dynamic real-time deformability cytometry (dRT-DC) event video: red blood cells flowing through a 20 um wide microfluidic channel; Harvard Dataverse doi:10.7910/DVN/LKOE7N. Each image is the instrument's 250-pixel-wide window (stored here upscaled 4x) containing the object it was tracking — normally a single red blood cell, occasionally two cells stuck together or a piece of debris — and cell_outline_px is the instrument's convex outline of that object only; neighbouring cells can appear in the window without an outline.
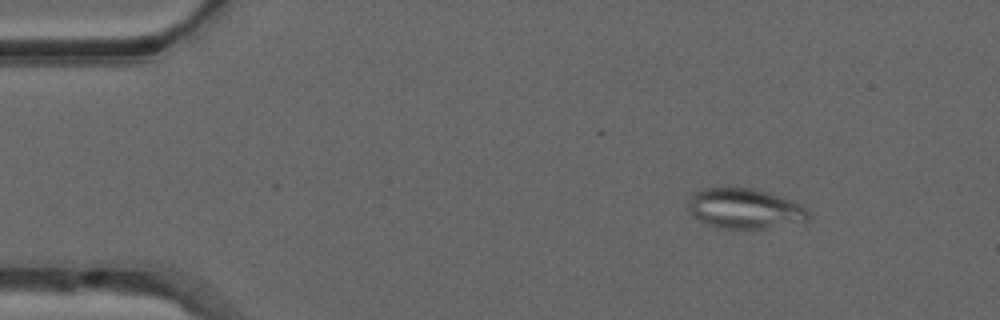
{"species": "common noctule bat (a hibernating species)", "species_latin": "Nyctalus noctula", "temperature_condition": "warm", "stored_images_in_passage": 51, "camera_frame_rate_fps": 3000, "um_per_image_px": 0.085, "animal": {"sex": "male", "forearm_length_mm": 52.5}, "frame": {"image": 1, "passage_image": 7, "time_ms": 2.0, "image_size_px": [1000, 320], "cell_outline_px": [[812, 216], [804, 224], [764, 228], [724, 228], [708, 224], [692, 216], [688, 204], [692, 196], [696, 192], [704, 188], [748, 188], [768, 192], [780, 196], [800, 204], [808, 208]], "centroid_in_image_um": [63.41, 17.75], "position_along_channel_um": 21.6, "area_um2": 28.21}}
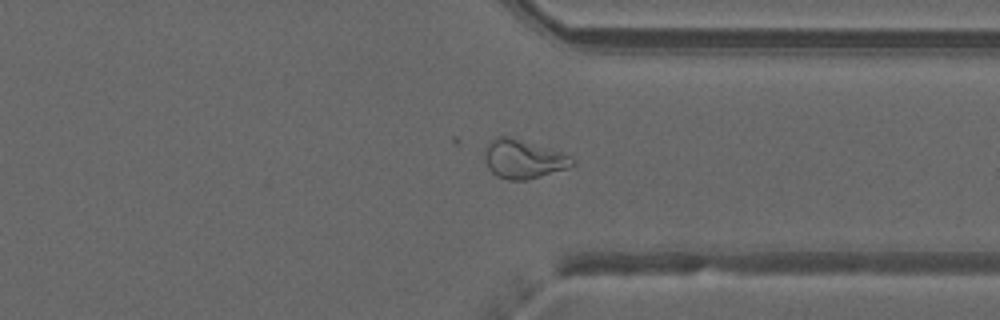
{"frame": {"image": 2, "passage_image": 39, "time_ms": 12.667, "image_size_px": [1000, 320], "cell_outline_px": [[576, 164], [568, 168], [528, 180], [508, 180], [496, 176], [488, 168], [484, 160], [484, 148], [488, 140], [496, 136], [508, 136], [560, 152], [576, 160]], "centroid_in_image_um": [44.43, 13.53], "position_along_channel_um": 367.0, "area_um2": 19.94}}
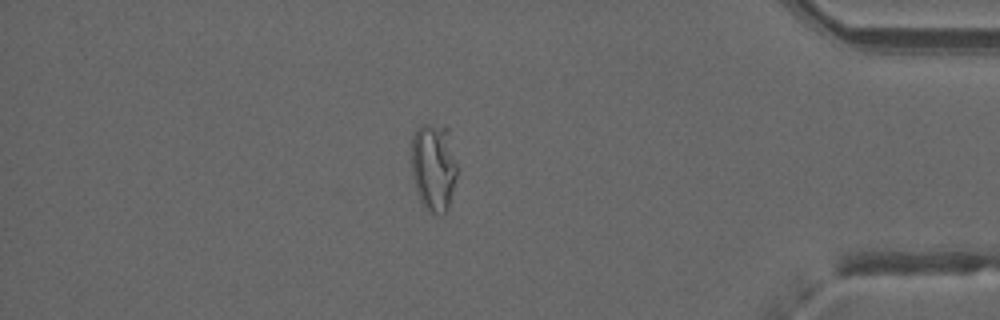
{"frame": {"image": 3, "passage_image": 44, "time_ms": 14.333, "image_size_px": [1000, 320], "cell_outline_px": [[460, 168], [448, 208], [440, 216], [428, 212], [424, 208], [420, 200], [412, 176], [412, 136], [416, 128], [424, 124], [428, 124], [448, 128]], "centroid_in_image_um": [36.91, 14.21], "position_along_channel_um": 398.3, "area_um2": 24.22}, "authors_computed_cell_mechanics": {"area_um2": 24.3338, "velocity_mm_per_s": 4.0196, "shape_relaxation_time_tau1_ms": null, "shape_relaxation_time_tau2_ms": 1.5683, "deformation_change_tau1": null, "deformation_change_tau2": 0.0875}}